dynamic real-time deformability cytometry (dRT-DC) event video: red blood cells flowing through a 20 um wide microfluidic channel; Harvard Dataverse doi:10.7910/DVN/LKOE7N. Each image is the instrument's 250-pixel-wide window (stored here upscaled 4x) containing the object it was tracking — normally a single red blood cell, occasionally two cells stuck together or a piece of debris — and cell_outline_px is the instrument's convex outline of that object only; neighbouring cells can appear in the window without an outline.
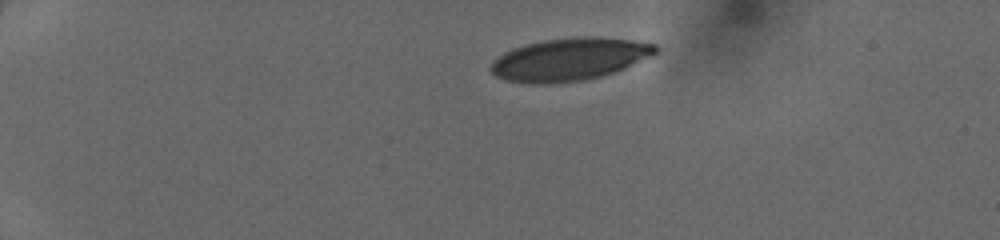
{"species": "human", "species_latin": "Homo sapiens", "temperature_condition": "cold", "stored_images_in_passage": 39, "camera_frame_rate_fps": 3000, "um_per_image_px": 0.085, "donor": {"sex": "female"}, "frame": {"image": 1, "passage_image": 1, "time_ms": 0.0, "image_size_px": [1000, 240], "cell_outline_px": [[660, 52], [652, 56], [616, 72], [600, 76], [580, 80], [548, 84], [528, 84], [504, 80], [496, 76], [488, 68], [492, 60], [496, 56], [512, 48], [544, 40], [580, 36], [600, 36], [632, 40], [656, 44], [660, 48]], "centroid_in_image_um": [48.41, 5.03], "position_along_channel_um": 36.6, "area_um2": 41.38}}
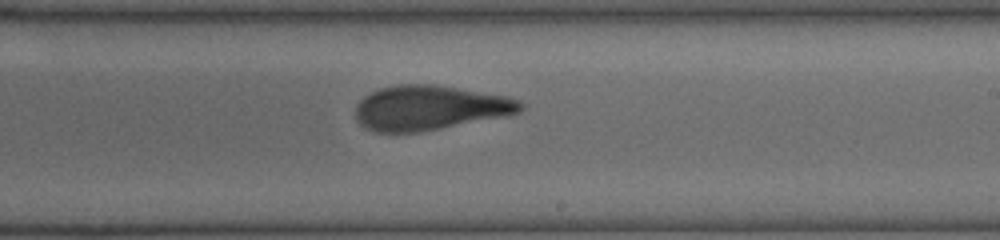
{"frame": {"image": 2, "passage_image": 22, "time_ms": 7.0, "image_size_px": [1000, 240], "cell_outline_px": [[524, 108], [520, 112], [508, 116], [420, 132], [372, 132], [360, 124], [356, 120], [356, 104], [364, 96], [380, 88], [396, 84], [436, 84], [508, 96], [520, 100], [524, 104]], "centroid_in_image_um": [36.55, 9.16], "position_along_channel_um": 252.4, "area_um2": 43.41}}
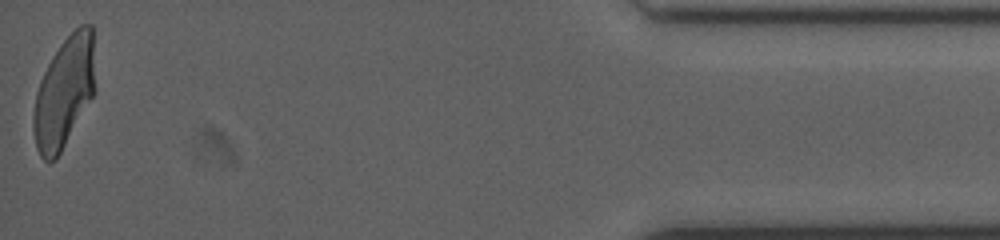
{"frame": {"image": 3, "passage_image": 39, "time_ms": 12.667, "image_size_px": [1000, 240], "cell_outline_px": [[96, 92], [56, 160], [44, 160], [40, 156], [36, 148], [32, 128], [32, 120], [36, 92], [40, 80], [52, 56], [60, 44], [80, 24], [92, 24], [96, 88]], "centroid_in_image_um": [5.47, 7.86], "position_along_channel_um": 429.7, "area_um2": 40.29}}